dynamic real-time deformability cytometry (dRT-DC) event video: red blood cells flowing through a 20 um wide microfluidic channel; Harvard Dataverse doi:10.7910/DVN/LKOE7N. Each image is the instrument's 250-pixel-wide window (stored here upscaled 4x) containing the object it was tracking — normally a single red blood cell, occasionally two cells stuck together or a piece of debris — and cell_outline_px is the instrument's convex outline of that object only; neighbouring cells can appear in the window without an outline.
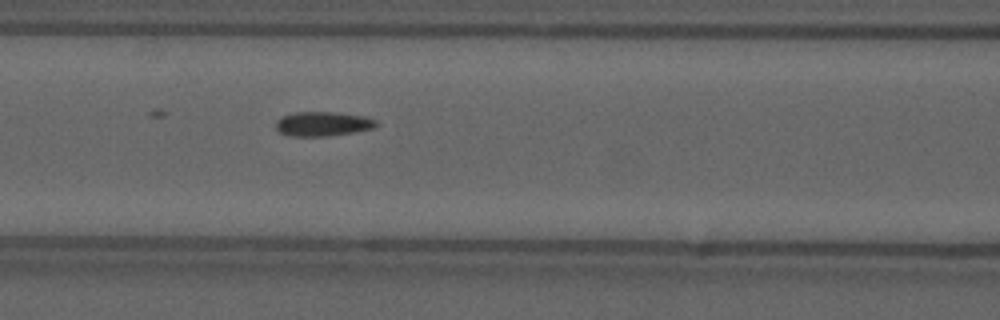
{"species": "common noctule bat (a hibernating species)", "species_latin": "Nyctalus noctula", "temperature_condition": "cold", "stored_images_in_passage": 38, "camera_frame_rate_fps": 3000, "um_per_image_px": 0.085, "animal": {"sex": "male", "forearm_length_mm": 52.5}, "frame": {"image": 1, "passage_image": 6, "time_ms": 1.667, "image_size_px": [1000, 320], "cell_outline_px": [[376, 124], [372, 128], [352, 132], [328, 136], [288, 136], [280, 132], [276, 128], [276, 120], [280, 116], [292, 112], [332, 112], [364, 116], [376, 120]], "centroid_in_image_um": [27.36, 10.52], "position_along_channel_um": 139.2, "area_um2": 14.22}}